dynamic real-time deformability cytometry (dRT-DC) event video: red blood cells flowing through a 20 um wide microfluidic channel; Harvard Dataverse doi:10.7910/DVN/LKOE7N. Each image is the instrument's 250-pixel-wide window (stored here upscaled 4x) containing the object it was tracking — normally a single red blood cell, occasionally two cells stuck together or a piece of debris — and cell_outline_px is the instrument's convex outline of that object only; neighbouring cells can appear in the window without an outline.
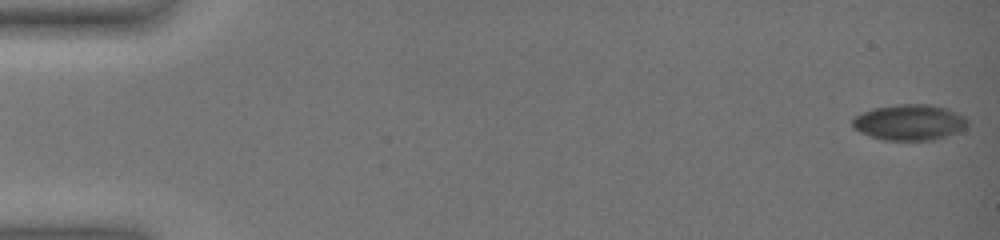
{"species": "common noctule bat (a hibernating species)", "species_latin": "Nyctalus noctula", "temperature_condition": "warm", "stored_images_in_passage": 56, "camera_frame_rate_fps": 3000, "um_per_image_px": 0.085, "animal": {"sex": "female", "body_mass_g": 19.0, "forearm_length_mm": 51.5}, "frame": {"image": 1, "passage_image": 1, "time_ms": 0.0, "image_size_px": [1000, 240], "cell_outline_px": [[968, 124], [960, 132], [932, 140], [884, 140], [868, 136], [852, 128], [852, 120], [860, 112], [872, 108], [896, 104], [928, 104], [944, 108], [956, 112], [964, 116], [968, 120]], "centroid_in_image_um": [77.27, 10.4], "position_along_channel_um": 7.7, "area_um2": 24.22}}
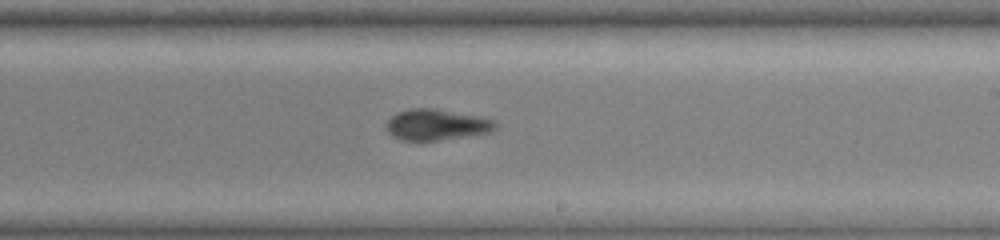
{"frame": {"image": 2, "passage_image": 36, "time_ms": 11.667, "image_size_px": [1000, 240], "cell_outline_px": [[496, 128], [492, 132], [420, 144], [400, 140], [392, 136], [388, 132], [388, 120], [396, 112], [408, 108], [436, 108], [492, 120], [496, 124]], "centroid_in_image_um": [37.03, 10.65], "position_along_channel_um": 252.0, "area_um2": 20.17}}
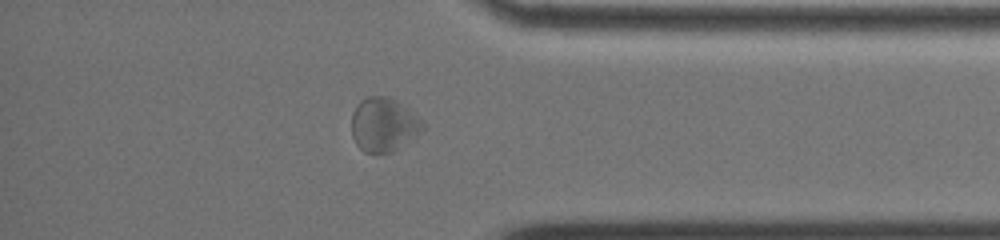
{"frame": {"image": 3, "passage_image": 49, "time_ms": 16.0, "image_size_px": [1000, 240], "cell_outline_px": [[424, 128], [412, 140], [400, 148], [392, 152], [364, 152], [356, 144], [352, 136], [352, 112], [356, 104], [360, 100], [368, 96], [384, 96], [396, 100], [408, 108], [424, 124]], "centroid_in_image_um": [32.59, 10.59], "position_along_channel_um": 402.6, "area_um2": 22.37}, "authors_computed_cell_mechanics": {"area_um2": 22.0507, "velocity_mm_per_s": 3.5309, "shape_relaxation_time_tau1_ms": null, "shape_relaxation_time_tau2_ms": 2.0805, "deformation_change_tau1": null, "deformation_change_tau2": 0.0835}}